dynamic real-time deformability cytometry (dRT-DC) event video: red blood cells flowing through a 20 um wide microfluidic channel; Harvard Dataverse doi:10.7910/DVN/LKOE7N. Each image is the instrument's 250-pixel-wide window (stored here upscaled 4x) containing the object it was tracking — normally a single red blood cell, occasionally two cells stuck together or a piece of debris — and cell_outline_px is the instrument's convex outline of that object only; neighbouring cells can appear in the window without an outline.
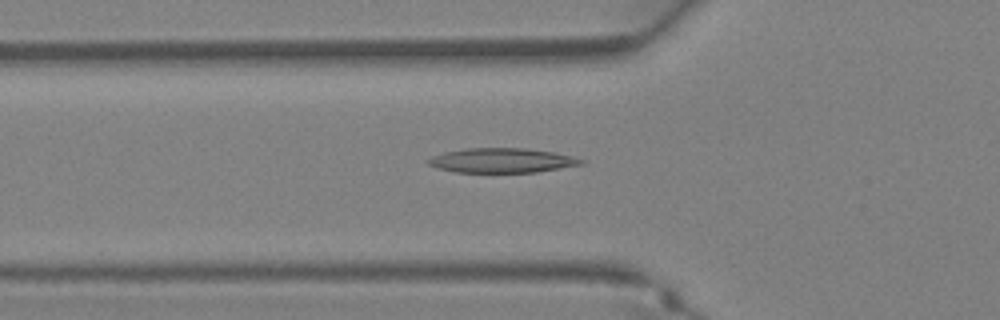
{"species": "Egyptian fruit bat (a non-hibernating species)", "species_latin": "Rousettus aegyptiacus", "temperature_condition": "warm", "stored_images_in_passage": 34, "camera_frame_rate_fps": 3000, "um_per_image_px": 0.085, "animal": {"sex": "female"}, "frame": {"image": 1, "passage_image": 10, "time_ms": 3.0, "image_size_px": [1000, 320], "cell_outline_px": [[584, 164], [536, 172], [456, 172], [436, 168], [428, 164], [424, 160], [432, 156], [444, 152], [464, 148], [528, 148], [552, 152], [572, 156], [584, 160]], "centroid_in_image_um": [42.61, 13.63], "position_along_channel_um": 83.2, "area_um2": 21.96}}
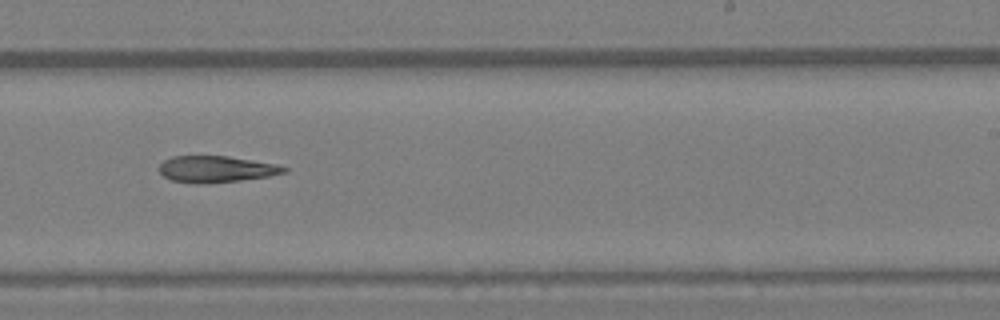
{"frame": {"image": 2, "passage_image": 20, "time_ms": 6.333, "image_size_px": [1000, 320], "cell_outline_px": [[288, 172], [268, 176], [240, 180], [192, 184], [172, 180], [164, 176], [156, 168], [164, 160], [172, 156], [228, 156], [276, 164], [288, 168]], "centroid_in_image_um": [18.34, 14.37], "position_along_channel_um": 270.7, "area_um2": 19.19}}
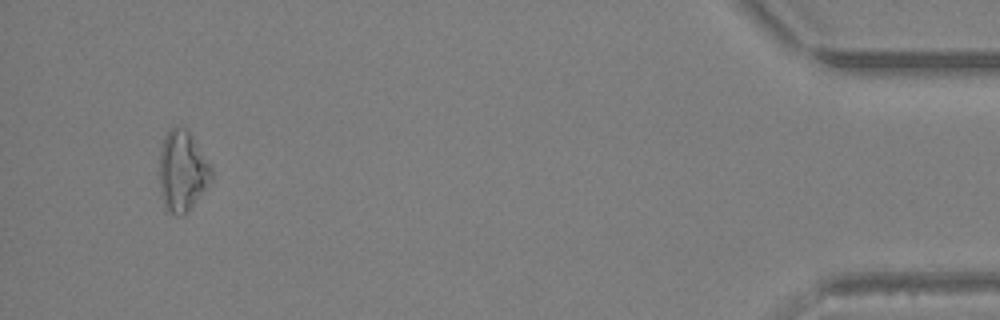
{"frame": {"image": 3, "passage_image": 32, "time_ms": 10.333, "image_size_px": [1000, 320], "cell_outline_px": [[212, 180], [184, 216], [176, 216], [164, 212], [160, 192], [160, 144], [168, 128], [176, 124], [180, 124], [192, 136], [212, 164]], "centroid_in_image_um": [15.48, 14.54], "position_along_channel_um": 419.7, "area_um2": 25.26}}